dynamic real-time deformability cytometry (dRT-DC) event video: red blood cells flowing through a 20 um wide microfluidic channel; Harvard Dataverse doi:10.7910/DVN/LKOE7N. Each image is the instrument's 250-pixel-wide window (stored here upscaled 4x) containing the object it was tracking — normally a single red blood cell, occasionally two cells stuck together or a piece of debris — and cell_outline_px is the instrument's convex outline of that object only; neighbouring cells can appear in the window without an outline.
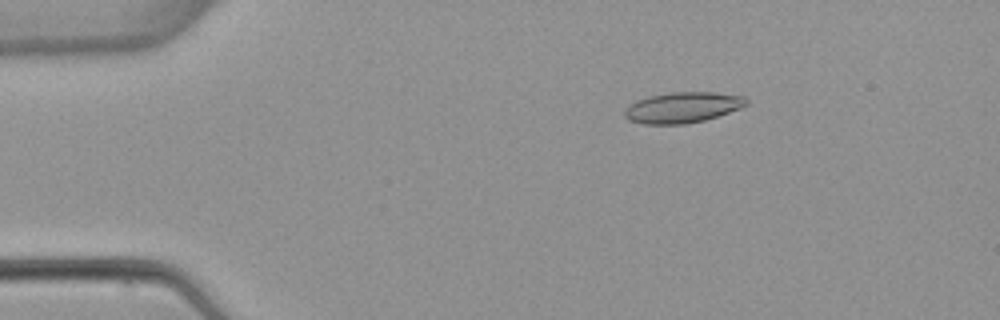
{"species": "common noctule bat (a hibernating species)", "species_latin": "Nyctalus noctula", "temperature_condition": "warm", "stored_images_in_passage": 5, "camera_frame_rate_fps": 3000, "um_per_image_px": 0.085, "animal": {"sex": "female", "body_mass_g": 22.7, "forearm_length_mm": 54.2}, "frame": {"image": 1, "passage_image": 3, "time_ms": 2.667, "image_size_px": [1000, 320], "cell_outline_px": [[748, 104], [740, 108], [704, 120], [684, 124], [644, 124], [628, 120], [624, 116], [624, 108], [628, 104], [636, 100], [648, 96], [672, 92], [716, 92], [744, 96], [748, 100]], "centroid_in_image_um": [57.98, 9.12], "position_along_channel_um": 27.0, "area_um2": 21.91}}
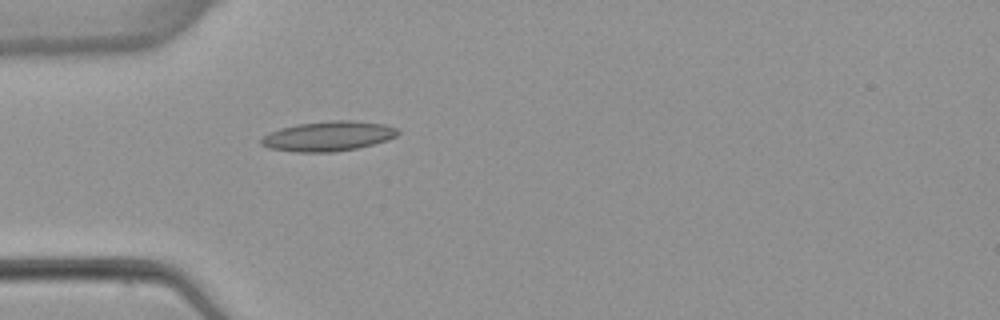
{"frame": {"image": 2, "passage_image": 5, "time_ms": 5.0, "image_size_px": [1000, 320], "cell_outline_px": [[400, 132], [396, 136], [388, 140], [356, 148], [332, 152], [296, 152], [268, 148], [260, 144], [260, 140], [268, 132], [280, 128], [296, 124], [332, 120], [352, 120], [384, 124], [396, 128]], "centroid_in_image_um": [27.87, 11.57], "position_along_channel_um": 57.1, "area_um2": 23.81}}